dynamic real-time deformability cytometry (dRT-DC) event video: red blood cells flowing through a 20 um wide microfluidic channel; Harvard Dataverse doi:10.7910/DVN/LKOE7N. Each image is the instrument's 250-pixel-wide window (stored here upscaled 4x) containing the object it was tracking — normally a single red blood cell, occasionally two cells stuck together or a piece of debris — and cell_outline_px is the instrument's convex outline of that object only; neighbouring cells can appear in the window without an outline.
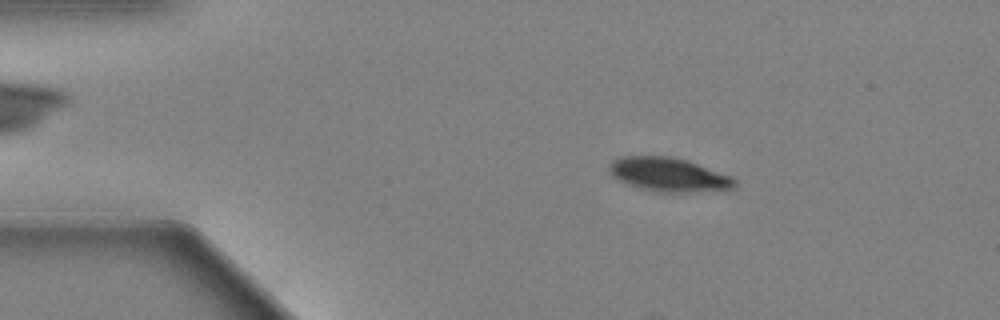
{"species": "Egyptian fruit bat (a non-hibernating species)", "species_latin": "Rousettus aegyptiacus", "temperature_condition": "warm", "stored_images_in_passage": 56, "camera_frame_rate_fps": 3000, "um_per_image_px": 0.085, "animal": {"sex": "female"}, "frame": {"image": 1, "passage_image": 9, "time_ms": 2.667, "image_size_px": [1000, 320], "cell_outline_px": [[736, 184], [732, 188], [676, 192], [656, 192], [640, 188], [620, 180], [612, 176], [608, 168], [612, 160], [620, 156], [672, 156], [688, 160], [732, 176], [736, 180]], "centroid_in_image_um": [56.81, 14.81], "position_along_channel_um": 28.2, "area_um2": 24.51}}
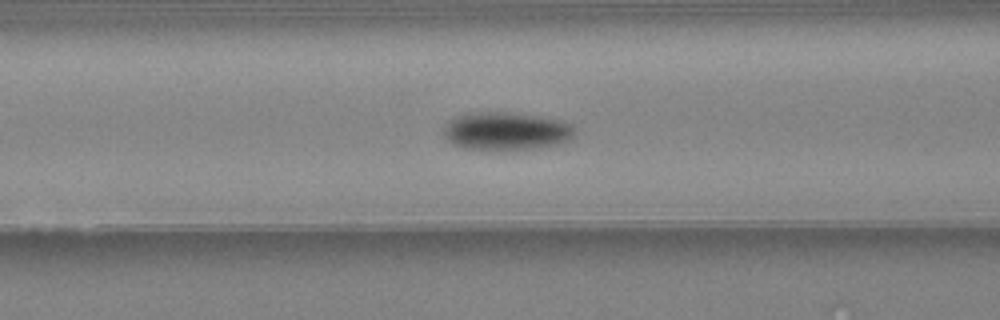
{"frame": {"image": 2, "passage_image": 22, "time_ms": 7.0, "image_size_px": [1000, 320], "cell_outline_px": [[576, 136], [568, 140], [556, 144], [532, 148], [464, 148], [452, 144], [444, 136], [444, 128], [456, 116], [468, 112], [508, 112], [536, 116], [560, 120], [572, 124], [576, 132]], "centroid_in_image_um": [43.04, 11.11], "position_along_channel_um": 123.6, "area_um2": 28.44}}
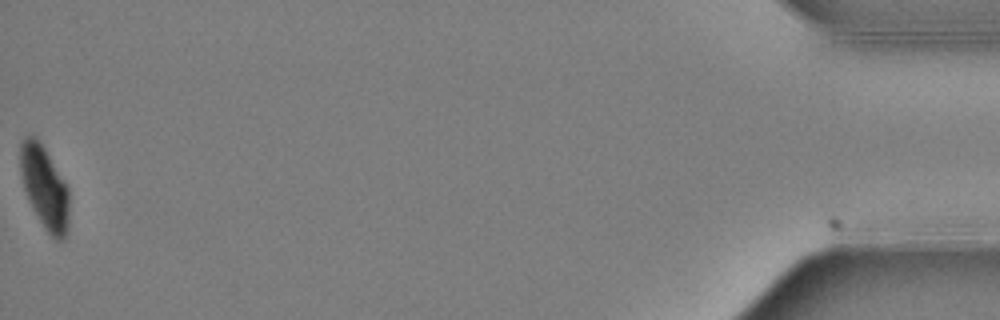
{"frame": {"image": 3, "passage_image": 56, "time_ms": 18.333, "image_size_px": [1000, 320], "cell_outline_px": [[68, 224], [64, 240], [56, 240], [44, 228], [28, 200], [24, 188], [20, 172], [20, 144], [28, 136], [36, 136], [40, 140], [64, 180], [68, 188]], "centroid_in_image_um": [3.78, 15.92], "position_along_channel_um": 431.4, "area_um2": 23.41}, "authors_computed_cell_mechanics": {"area_um2": 26.6747, "velocity_mm_per_s": 3.605, "shape_relaxation_time_tau1_ms": 1.7855, "shape_relaxation_time_tau2_ms": null, "deformation_change_tau1": 0.1285, "deformation_change_tau2": null}}